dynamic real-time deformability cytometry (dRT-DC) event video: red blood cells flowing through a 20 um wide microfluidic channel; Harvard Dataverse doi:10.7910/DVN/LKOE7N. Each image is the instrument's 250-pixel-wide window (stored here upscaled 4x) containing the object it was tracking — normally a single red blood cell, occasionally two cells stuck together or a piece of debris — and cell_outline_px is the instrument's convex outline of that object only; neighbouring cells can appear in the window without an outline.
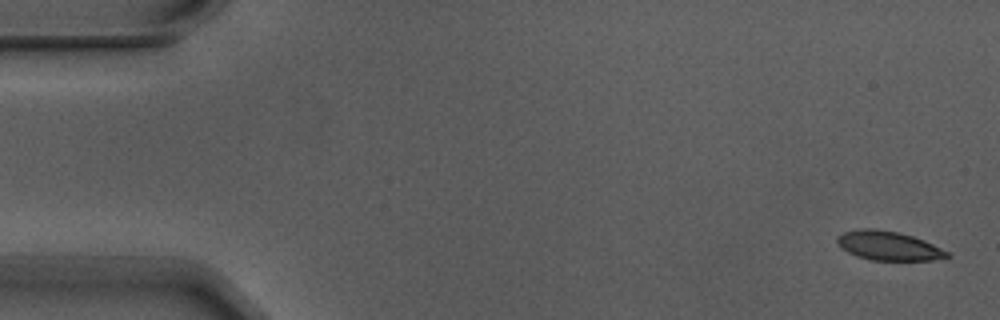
{"species": "Egyptian fruit bat (a non-hibernating species)", "species_latin": "Rousettus aegyptiacus", "temperature_condition": "warm", "stored_images_in_passage": 6, "segment_of_instrument_passage": [1, 2], "camera_frame_rate_fps": 3000, "um_per_image_px": 0.085, "animal": {"sex": "male"}, "frame": {"image": 1, "passage_image": 1, "time_ms": 0.0, "image_size_px": [1000, 320], "cell_outline_px": [[952, 256], [932, 260], [872, 260], [856, 256], [840, 248], [836, 240], [836, 236], [844, 232], [860, 228], [872, 228], [896, 232], [912, 236], [924, 240], [948, 252]], "centroid_in_image_um": [75.48, 20.89], "position_along_channel_um": 9.5, "area_um2": 18.55}}